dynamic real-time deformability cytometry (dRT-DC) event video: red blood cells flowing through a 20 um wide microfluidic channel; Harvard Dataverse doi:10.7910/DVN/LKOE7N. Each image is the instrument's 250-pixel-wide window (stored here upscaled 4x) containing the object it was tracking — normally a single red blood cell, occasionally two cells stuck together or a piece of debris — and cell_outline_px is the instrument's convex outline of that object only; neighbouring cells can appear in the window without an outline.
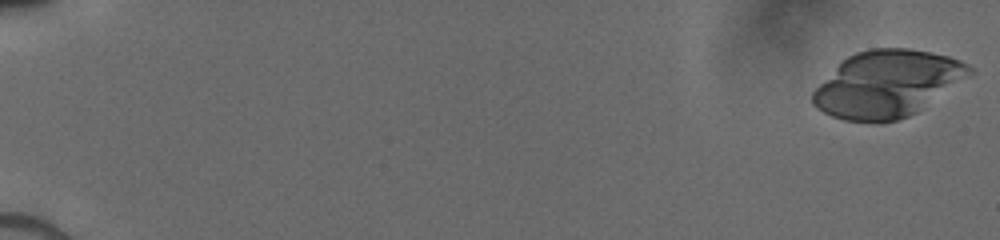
{"species": "human", "species_latin": "Homo sapiens", "temperature_condition": "cold", "stored_images_in_passage": 21, "camera_frame_rate_fps": 3000, "um_per_image_px": 0.085, "donor": {"sex": "male"}, "frame": {"image": 1, "passage_image": 1, "time_ms": 0.0, "image_size_px": [1000, 240], "cell_outline_px": [[972, 72], [916, 112], [908, 116], [896, 120], [880, 124], [876, 124], [844, 120], [832, 116], [816, 108], [812, 104], [812, 92], [848, 56], [856, 52], [872, 48], [908, 48], [948, 56], [960, 60], [968, 64], [972, 68]], "centroid_in_image_um": [75.37, 7.15], "position_along_channel_um": 9.6, "area_um2": 60.0}}
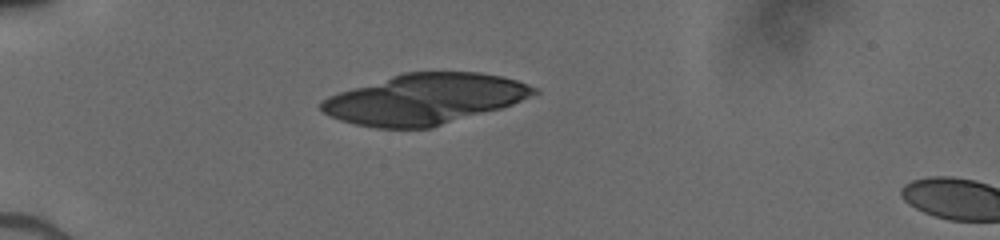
{"frame": {"image": 2, "passage_image": 15, "time_ms": 5.0, "image_size_px": [1000, 240], "cell_outline_px": [[540, 92], [512, 104], [500, 108], [432, 128], [376, 128], [356, 124], [340, 120], [324, 112], [320, 108], [320, 100], [328, 96], [340, 92], [404, 72], [480, 72], [500, 76], [516, 80], [540, 88]], "centroid_in_image_um": [36.12, 8.42], "position_along_channel_um": 48.9, "area_um2": 62.14}}